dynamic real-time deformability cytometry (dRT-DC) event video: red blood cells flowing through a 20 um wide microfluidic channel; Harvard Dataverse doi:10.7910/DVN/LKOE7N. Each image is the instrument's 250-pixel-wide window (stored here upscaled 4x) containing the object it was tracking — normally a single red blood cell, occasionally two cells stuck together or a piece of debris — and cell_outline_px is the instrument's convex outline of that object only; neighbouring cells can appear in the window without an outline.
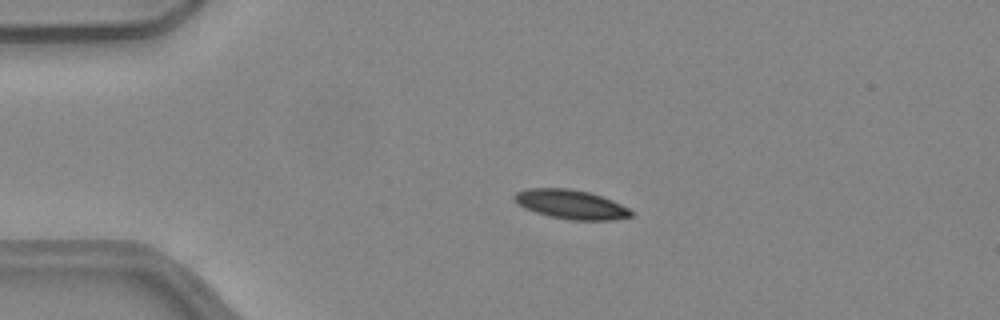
{"species": "common noctule bat (a hibernating species)", "species_latin": "Nyctalus noctula", "temperature_condition": "warm", "stored_images_in_passage": 41, "camera_frame_rate_fps": 3000, "um_per_image_px": 0.085, "animal": {"sex": "female", "body_mass_g": 24.6, "forearm_length_mm": 56.2}, "frame": {"image": 1, "passage_image": 1, "time_ms": 0.0, "image_size_px": [1000, 320], "cell_outline_px": [[632, 216], [612, 220], [572, 220], [548, 216], [524, 208], [512, 196], [516, 192], [528, 188], [568, 188], [588, 192], [612, 200], [628, 208], [632, 212]], "centroid_in_image_um": [48.52, 17.37], "position_along_channel_um": 36.5, "area_um2": 19.65}}
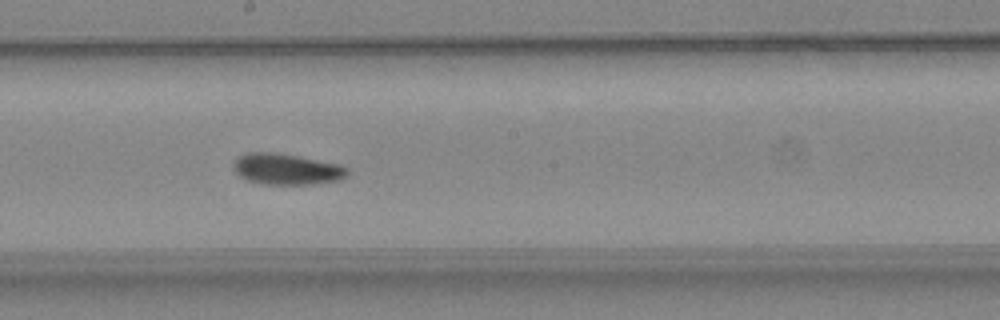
{"frame": {"image": 2, "passage_image": 18, "time_ms": 5.667, "image_size_px": [1000, 320], "cell_outline_px": [[348, 176], [340, 180], [312, 184], [260, 184], [248, 180], [240, 176], [232, 168], [236, 160], [240, 156], [248, 152], [272, 152], [296, 156], [340, 164], [348, 168]], "centroid_in_image_um": [24.38, 14.38], "position_along_channel_um": 223.8, "area_um2": 20.52}}
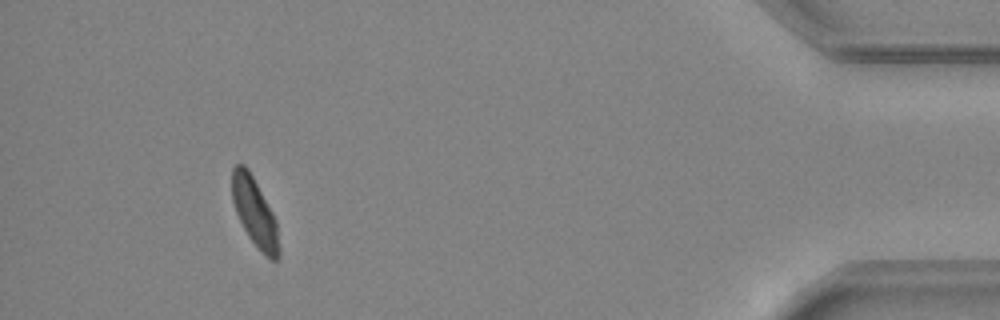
{"frame": {"image": 3, "passage_image": 37, "time_ms": 12.0, "image_size_px": [1000, 320], "cell_outline_px": [[280, 256], [276, 260], [272, 260], [264, 256], [248, 236], [236, 212], [232, 200], [232, 168], [236, 164], [244, 164], [248, 168], [272, 212], [276, 220], [280, 248]], "centroid_in_image_um": [21.66, 18.07], "position_along_channel_um": 413.5, "area_um2": 18.67}, "authors_computed_cell_mechanics": {"area_um2": 19.941, "velocity_mm_per_s": 4.0306, "shape_relaxation_time_tau1_ms": 4.4557, "shape_relaxation_time_tau2_ms": 4.1988, "deformation_change_tau1": 0.127, "deformation_change_tau2": 0.0884}}